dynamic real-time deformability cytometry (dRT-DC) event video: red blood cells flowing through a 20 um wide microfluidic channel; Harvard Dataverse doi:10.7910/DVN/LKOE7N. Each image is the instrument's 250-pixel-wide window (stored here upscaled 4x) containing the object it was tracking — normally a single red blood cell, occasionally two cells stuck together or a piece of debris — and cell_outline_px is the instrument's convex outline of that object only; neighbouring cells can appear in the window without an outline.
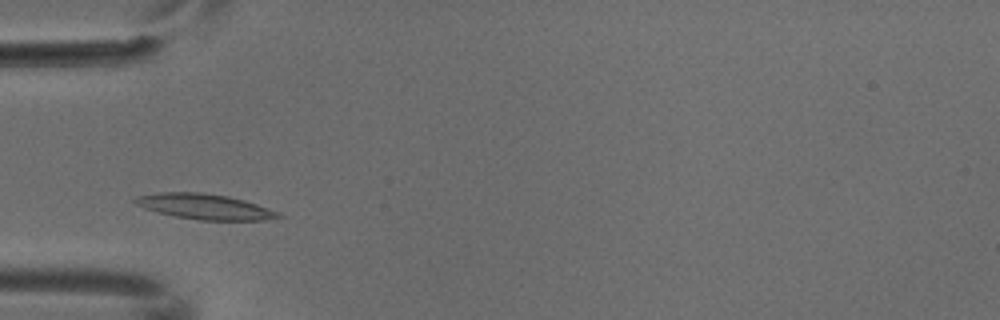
{"species": "common noctule bat (a hibernating species)", "species_latin": "Nyctalus noctula", "temperature_condition": "cold", "stored_images_in_passage": 4, "camera_frame_rate_fps": 3000, "um_per_image_px": 0.085, "animal": {"sex": "male", "body_mass_g": 18.8}, "frame": {"image": 1, "passage_image": 1, "time_ms": 0.0, "image_size_px": [1000, 320], "cell_outline_px": [[284, 216], [264, 220], [200, 220], [176, 216], [144, 208], [136, 204], [132, 200], [136, 196], [160, 192], [200, 192], [228, 196], [244, 200], [280, 212]], "centroid_in_image_um": [17.41, 17.55], "position_along_channel_um": 67.6, "area_um2": 21.04}}
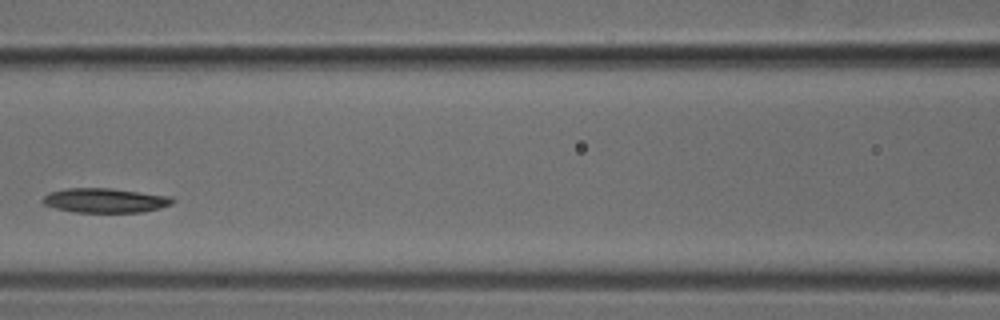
{"frame": {"image": 2, "passage_image": 3, "time_ms": 0.667, "image_size_px": [1000, 320], "cell_outline_px": [[176, 200], [172, 204], [160, 208], [140, 212], [72, 212], [56, 208], [44, 204], [40, 200], [48, 192], [64, 188], [112, 188], [172, 196]], "centroid_in_image_um": [8.93, 17.02], "position_along_channel_um": 157.7, "area_um2": 18.73}}
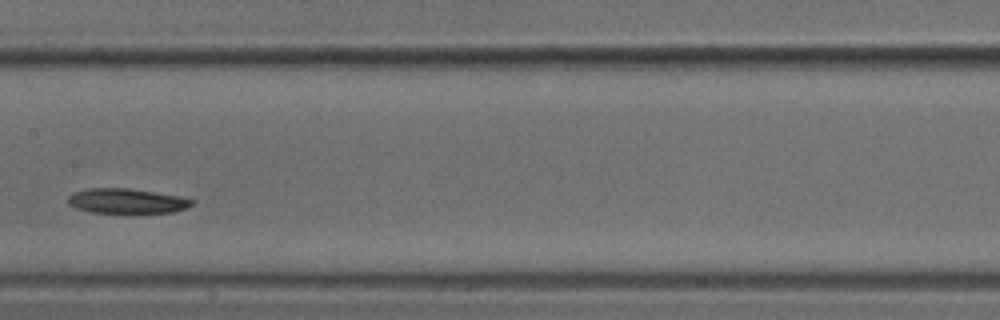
{"frame": {"image": 3, "passage_image": 4, "time_ms": 1.0, "image_size_px": [1000, 320], "cell_outline_px": [[196, 200], [192, 204], [184, 208], [172, 212], [124, 216], [92, 212], [76, 208], [68, 204], [68, 196], [72, 192], [88, 188], [128, 188], [180, 196]], "centroid_in_image_um": [10.75, 17.13], "position_along_channel_um": 196.6, "area_um2": 18.9}}